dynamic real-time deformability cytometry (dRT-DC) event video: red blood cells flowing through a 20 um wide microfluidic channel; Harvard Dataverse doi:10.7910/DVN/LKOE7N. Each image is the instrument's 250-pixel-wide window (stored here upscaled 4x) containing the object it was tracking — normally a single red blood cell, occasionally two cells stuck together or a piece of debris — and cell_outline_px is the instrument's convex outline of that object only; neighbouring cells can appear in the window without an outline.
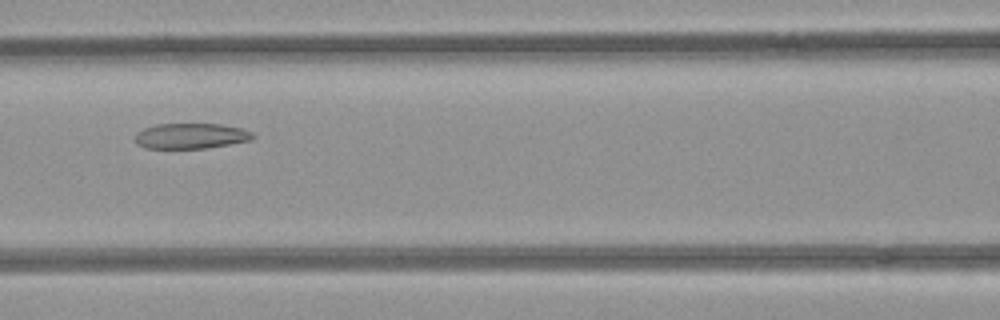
{"species": "common noctule bat (a hibernating species)", "species_latin": "Nyctalus noctula", "temperature_condition": "room temperature", "stored_images_in_passage": 5, "camera_frame_rate_fps": 3000, "um_per_image_px": 0.085, "animal": {"sex": "female", "body_mass_g": 21.9}, "frame": {"image": 1, "passage_image": 5, "time_ms": 1.333, "image_size_px": [1000, 320], "cell_outline_px": [[256, 136], [252, 140], [204, 148], [144, 148], [136, 144], [132, 140], [136, 132], [144, 128], [156, 124], [220, 124], [240, 128], [252, 132]], "centroid_in_image_um": [16.16, 11.55], "position_along_channel_um": 150.4, "area_um2": 17.57}}